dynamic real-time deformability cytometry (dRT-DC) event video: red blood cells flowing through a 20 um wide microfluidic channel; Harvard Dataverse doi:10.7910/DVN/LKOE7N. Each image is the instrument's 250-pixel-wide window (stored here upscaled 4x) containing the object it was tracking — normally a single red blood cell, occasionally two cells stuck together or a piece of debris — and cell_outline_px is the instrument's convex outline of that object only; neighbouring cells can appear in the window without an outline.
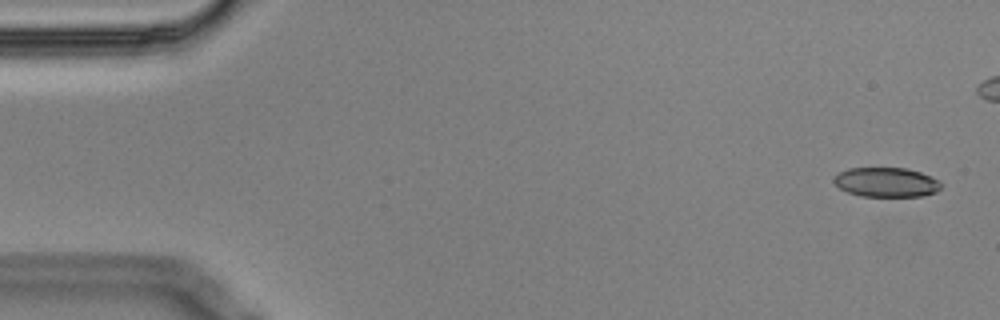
{"species": "Egyptian fruit bat (a non-hibernating species)", "species_latin": "Rousettus aegyptiacus", "temperature_condition": "cold", "stored_images_in_passage": 6, "camera_frame_rate_fps": 3000, "um_per_image_px": 0.085, "animal": {"sex": "male"}, "frame": {"image": 1, "passage_image": 1, "time_ms": 0.0, "image_size_px": [1000, 320], "cell_outline_px": [[944, 184], [936, 192], [924, 196], [860, 196], [848, 192], [840, 188], [832, 180], [832, 176], [848, 168], [908, 168], [932, 176], [940, 180]], "centroid_in_image_um": [75.36, 15.48], "position_along_channel_um": 9.6, "area_um2": 18.67}}